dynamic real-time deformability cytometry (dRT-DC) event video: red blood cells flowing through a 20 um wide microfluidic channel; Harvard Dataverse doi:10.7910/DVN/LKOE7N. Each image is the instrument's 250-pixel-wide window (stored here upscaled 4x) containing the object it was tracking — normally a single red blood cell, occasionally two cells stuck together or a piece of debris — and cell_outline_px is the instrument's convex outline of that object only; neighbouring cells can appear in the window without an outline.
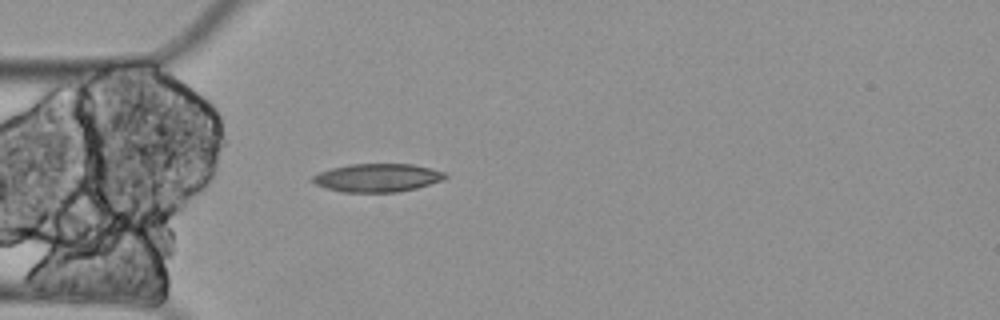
{"species": "Egyptian fruit bat (a non-hibernating species)", "species_latin": "Rousettus aegyptiacus", "temperature_condition": "cold", "stored_images_in_passage": 5, "camera_frame_rate_fps": 3000, "um_per_image_px": 0.085, "animal": {"sex": "female"}, "frame": {"image": 1, "passage_image": 5, "time_ms": 1.333, "image_size_px": [1000, 320], "cell_outline_px": [[448, 176], [444, 180], [416, 188], [396, 192], [344, 192], [328, 188], [316, 184], [308, 180], [312, 176], [320, 172], [332, 168], [348, 164], [412, 164], [432, 168], [444, 172]], "centroid_in_image_um": [32.09, 15.1], "position_along_channel_um": 52.9, "area_um2": 21.85}}